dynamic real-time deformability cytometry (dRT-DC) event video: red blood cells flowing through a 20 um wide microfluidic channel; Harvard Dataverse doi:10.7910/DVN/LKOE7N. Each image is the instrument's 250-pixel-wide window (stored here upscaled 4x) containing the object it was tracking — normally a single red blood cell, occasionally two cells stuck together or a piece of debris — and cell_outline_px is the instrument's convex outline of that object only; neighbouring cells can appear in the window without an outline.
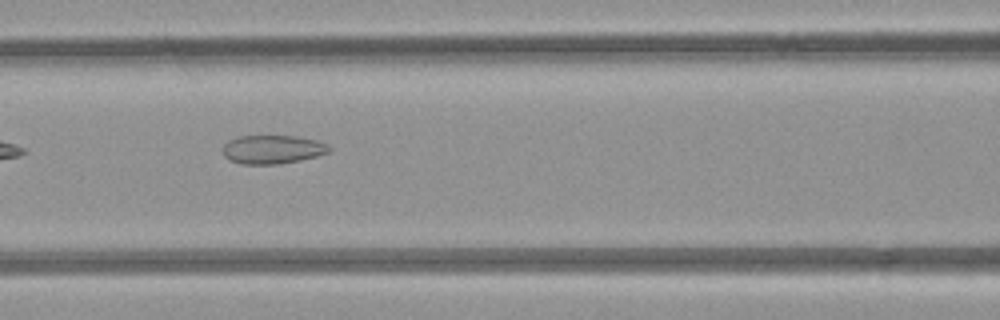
{"species": "common noctule bat (a hibernating species)", "species_latin": "Nyctalus noctula", "temperature_condition": "room temperature", "stored_images_in_passage": 8, "camera_frame_rate_fps": 3000, "um_per_image_px": 0.085, "animal": {"sex": "female", "body_mass_g": 21.9}, "frame": {"image": 1, "passage_image": 5, "time_ms": 5.333, "image_size_px": [1000, 320], "cell_outline_px": [[332, 148], [328, 152], [316, 156], [300, 160], [280, 164], [240, 164], [228, 160], [224, 156], [224, 144], [228, 140], [240, 136], [296, 136], [316, 140]], "centroid_in_image_um": [23.13, 12.71], "position_along_channel_um": 143.5, "area_um2": 17.69}}
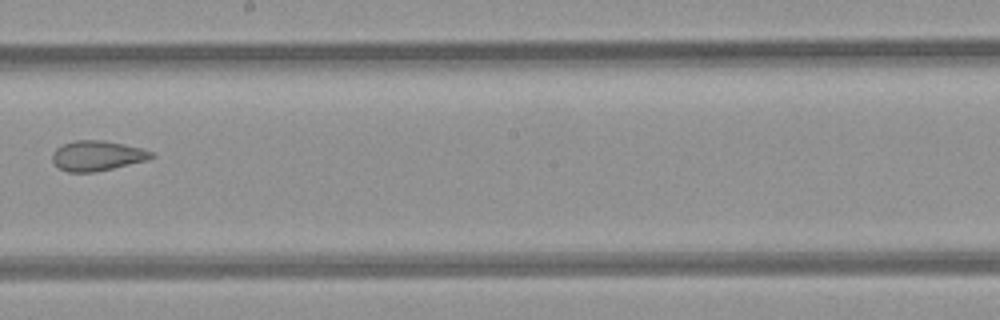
{"frame": {"image": 2, "passage_image": 7, "time_ms": 7.667, "image_size_px": [1000, 320], "cell_outline_px": [[156, 156], [148, 160], [96, 172], [68, 172], [60, 168], [52, 160], [52, 152], [56, 148], [64, 144], [76, 140], [104, 140], [124, 144], [140, 148], [152, 152]], "centroid_in_image_um": [8.27, 13.24], "position_along_channel_um": 239.9, "area_um2": 17.34}}
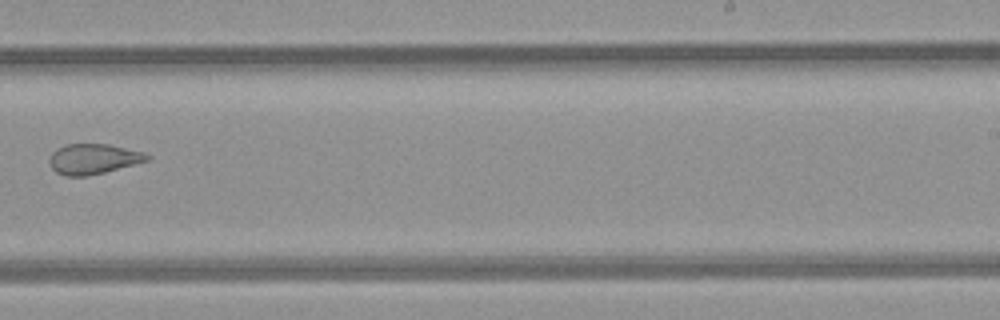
{"frame": {"image": 3, "passage_image": 8, "time_ms": 8.667, "image_size_px": [1000, 320], "cell_outline_px": [[148, 160], [104, 172], [88, 176], [64, 176], [56, 172], [52, 168], [48, 160], [52, 152], [68, 144], [108, 144], [144, 152], [148, 156]], "centroid_in_image_um": [7.89, 13.51], "position_along_channel_um": 281.1, "area_um2": 16.94}}